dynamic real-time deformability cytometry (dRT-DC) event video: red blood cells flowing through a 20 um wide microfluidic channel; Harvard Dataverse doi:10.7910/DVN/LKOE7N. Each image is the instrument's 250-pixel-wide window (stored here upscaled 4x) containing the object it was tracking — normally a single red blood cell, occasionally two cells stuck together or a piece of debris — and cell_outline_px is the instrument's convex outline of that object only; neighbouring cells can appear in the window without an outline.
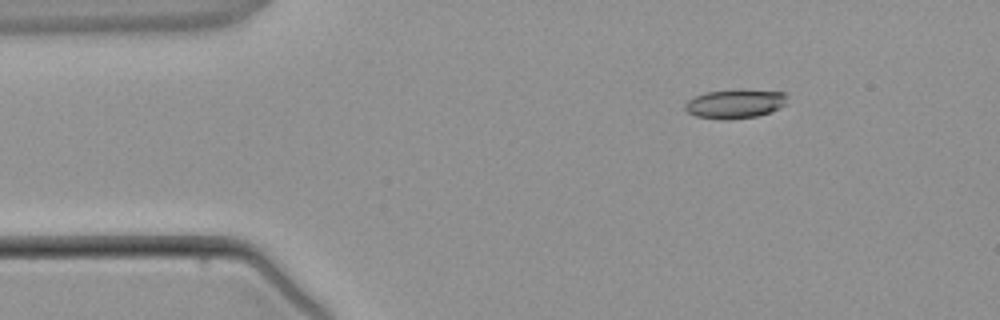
{"species": "common noctule bat (a hibernating species)", "species_latin": "Nyctalus noctula", "temperature_condition": "warm", "stored_images_in_passage": 3, "camera_frame_rate_fps": 3000, "um_per_image_px": 0.085, "animal": {"sex": "male", "body_mass_g": 21.5, "forearm_length_mm": 52.0}, "frame": {"image": 1, "passage_image": 1, "time_ms": 0.0, "image_size_px": [1000, 320], "cell_outline_px": [[788, 104], [780, 108], [756, 116], [728, 120], [724, 120], [696, 116], [688, 112], [684, 108], [684, 104], [688, 100], [704, 92], [740, 88], [784, 92]], "centroid_in_image_um": [62.49, 8.8], "position_along_channel_um": 22.5, "area_um2": 17.63}}